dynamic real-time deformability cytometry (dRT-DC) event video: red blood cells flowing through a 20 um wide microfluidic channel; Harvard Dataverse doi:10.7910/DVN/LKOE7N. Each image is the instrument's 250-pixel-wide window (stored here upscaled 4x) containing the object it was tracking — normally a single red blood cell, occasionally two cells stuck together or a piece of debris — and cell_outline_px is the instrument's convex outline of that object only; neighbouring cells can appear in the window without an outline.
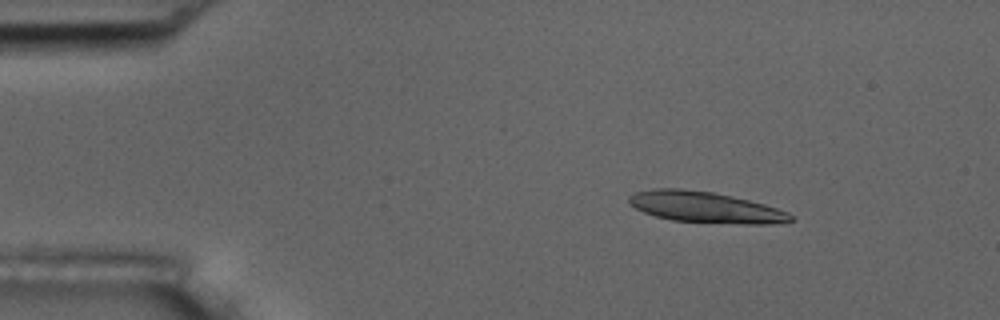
{"species": "common noctule bat (a hibernating species)", "species_latin": "Nyctalus noctula", "temperature_condition": "room temperature", "stored_images_in_passage": 6, "camera_frame_rate_fps": 3000, "um_per_image_px": 0.085, "animal": {"sex": "male", "body_mass_g": 17.5, "forearm_length_mm": 52.3}, "frame": {"image": 1, "passage_image": 3, "time_ms": 2.333, "image_size_px": [1000, 320], "cell_outline_px": [[796, 220], [772, 224], [744, 224], [672, 220], [656, 216], [644, 212], [628, 204], [628, 196], [636, 192], [652, 188], [680, 188], [712, 192], [732, 196], [764, 204], [788, 212]], "centroid_in_image_um": [59.94, 17.61], "position_along_channel_um": 25.1, "area_um2": 29.13}}